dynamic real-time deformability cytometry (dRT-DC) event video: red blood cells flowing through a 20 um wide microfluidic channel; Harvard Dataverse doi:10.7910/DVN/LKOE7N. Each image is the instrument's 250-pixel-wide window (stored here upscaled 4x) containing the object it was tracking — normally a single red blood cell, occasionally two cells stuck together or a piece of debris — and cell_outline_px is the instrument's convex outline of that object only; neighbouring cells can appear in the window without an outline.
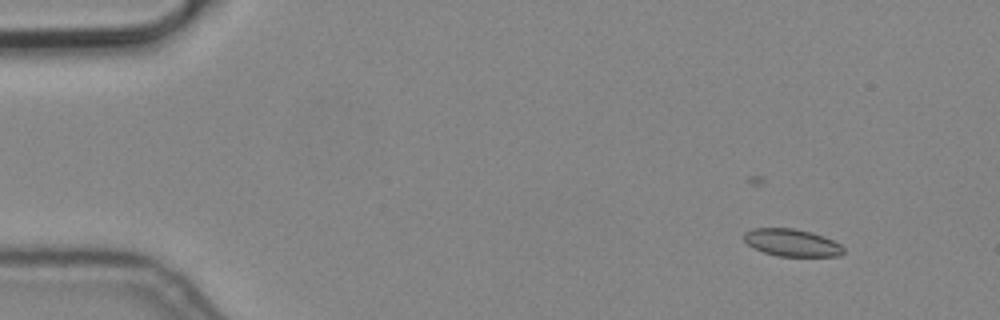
{"species": "common noctule bat (a hibernating species)", "species_latin": "Nyctalus noctula", "temperature_condition": "cold", "stored_images_in_passage": 4, "camera_frame_rate_fps": 3000, "um_per_image_px": 0.085, "animal": {"sex": "male", "body_mass_g": 19.2, "forearm_length_mm": 51.8}, "frame": {"image": 1, "passage_image": 1, "time_ms": 0.0, "image_size_px": [1000, 320], "cell_outline_px": [[844, 252], [840, 256], [776, 256], [752, 248], [744, 240], [744, 232], [752, 228], [792, 228], [812, 232], [824, 236], [840, 244], [844, 248]], "centroid_in_image_um": [67.29, 20.62], "position_along_channel_um": 17.7, "area_um2": 15.95}}
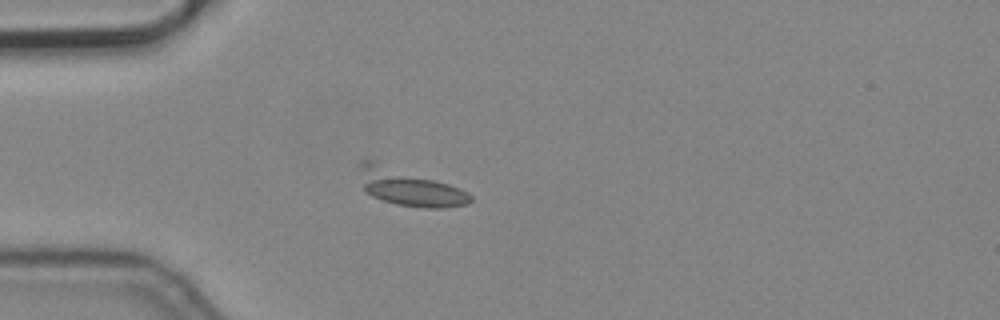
{"frame": {"image": 2, "passage_image": 3, "time_ms": 0.667, "image_size_px": [1000, 320], "cell_outline_px": [[472, 200], [468, 204], [440, 208], [424, 208], [396, 204], [372, 196], [364, 192], [360, 164], [360, 160], [372, 160], [448, 184], [460, 188], [468, 192], [472, 196]], "centroid_in_image_um": [34.79, 15.94], "position_along_channel_um": 50.2, "area_um2": 23.24}}